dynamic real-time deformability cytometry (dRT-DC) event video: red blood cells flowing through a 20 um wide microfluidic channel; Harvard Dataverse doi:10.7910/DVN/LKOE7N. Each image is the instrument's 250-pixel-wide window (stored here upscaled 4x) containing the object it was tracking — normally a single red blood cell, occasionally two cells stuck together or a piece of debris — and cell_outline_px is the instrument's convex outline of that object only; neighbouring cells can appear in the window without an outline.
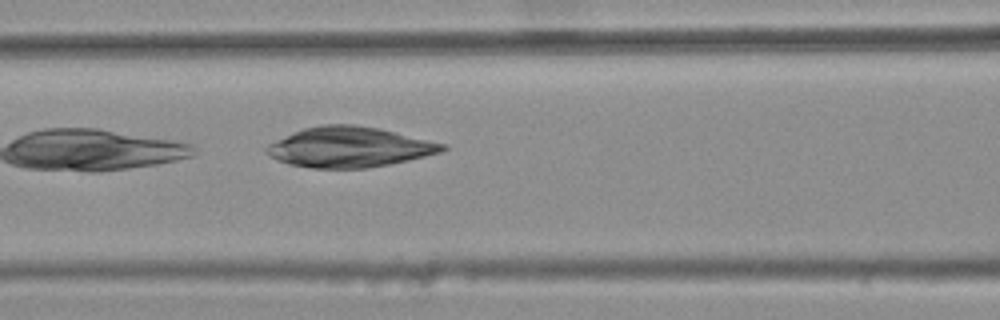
{"species": "common noctule bat (a hibernating species)", "species_latin": "Nyctalus noctula", "temperature_condition": "warm", "stored_images_in_passage": 5, "camera_frame_rate_fps": 3000, "um_per_image_px": 0.085, "animal": {"sex": "female", "body_mass_g": 25.1}, "frame": {"image": 1, "passage_image": 4, "time_ms": 1.0, "image_size_px": [1000, 320], "cell_outline_px": [[448, 148], [440, 152], [408, 160], [368, 168], [312, 168], [288, 164], [276, 160], [264, 148], [268, 144], [304, 128], [324, 124], [356, 124], [376, 128], [448, 144]], "centroid_in_image_um": [29.7, 12.51], "position_along_channel_um": 136.9, "area_um2": 40.86}}